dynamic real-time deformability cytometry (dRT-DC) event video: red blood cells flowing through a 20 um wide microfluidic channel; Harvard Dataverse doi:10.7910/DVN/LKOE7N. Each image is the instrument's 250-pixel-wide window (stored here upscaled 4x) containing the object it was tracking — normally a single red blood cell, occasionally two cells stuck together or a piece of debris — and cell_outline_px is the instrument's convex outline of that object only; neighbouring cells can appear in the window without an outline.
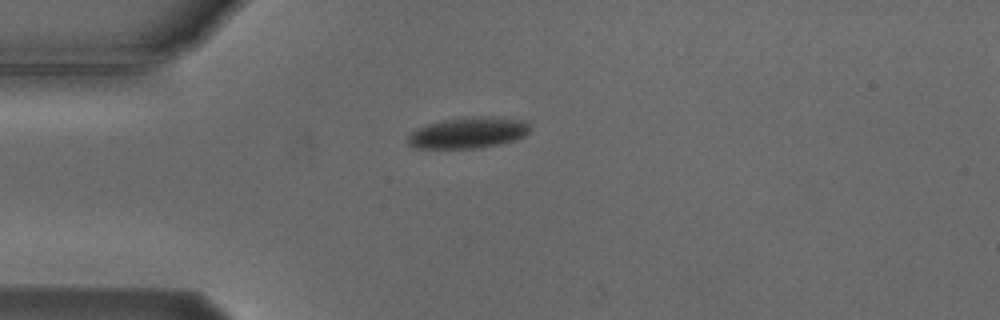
{"species": "Egyptian fruit bat (a non-hibernating species)", "species_latin": "Rousettus aegyptiacus", "temperature_condition": "cold", "stored_images_in_passage": 3, "camera_frame_rate_fps": 3000, "um_per_image_px": 0.085, "animal": {"sex": "male"}, "frame": {"image": 1, "passage_image": 1, "time_ms": 0.0, "image_size_px": [1000, 320], "cell_outline_px": [[528, 132], [524, 136], [500, 144], [480, 148], [412, 148], [404, 140], [416, 128], [428, 124], [444, 120], [480, 116], [492, 116], [524, 120], [528, 124]], "centroid_in_image_um": [39.75, 11.29], "position_along_channel_um": 45.3, "area_um2": 22.08}}
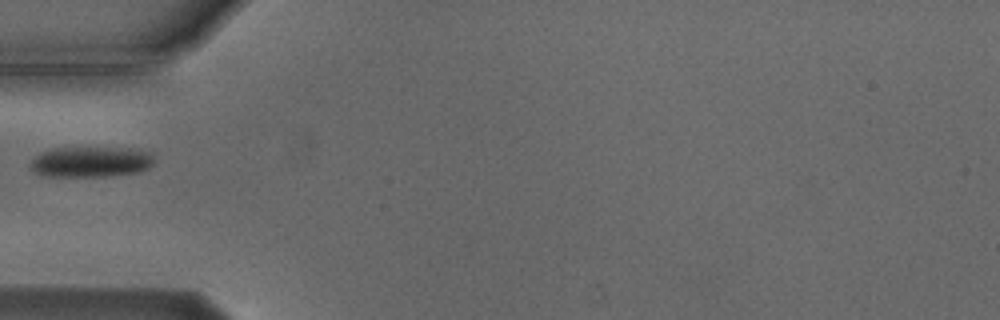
{"frame": {"image": 2, "passage_image": 2, "time_ms": 1.333, "image_size_px": [1000, 320], "cell_outline_px": [[156, 160], [148, 168], [140, 172], [108, 176], [40, 176], [28, 168], [28, 164], [40, 152], [52, 148], [140, 148], [152, 152]], "centroid_in_image_um": [7.74, 13.75], "position_along_channel_um": 77.3, "area_um2": 22.6}}
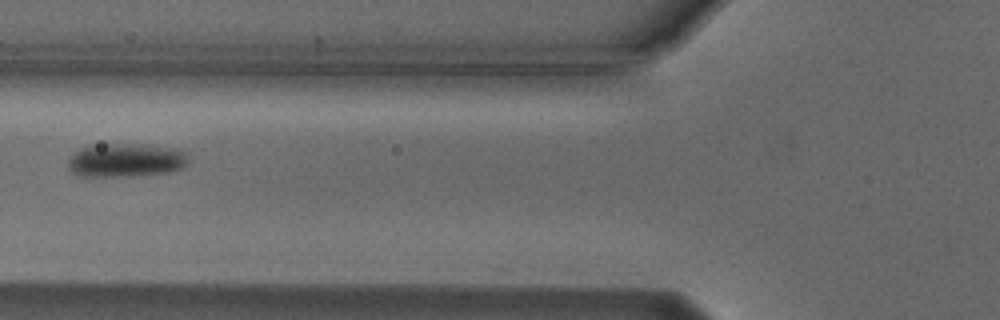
{"frame": {"image": 3, "passage_image": 3, "time_ms": 2.333, "image_size_px": [1000, 320], "cell_outline_px": [[188, 160], [180, 168], [168, 172], [120, 176], [84, 176], [72, 172], [68, 168], [68, 160], [72, 152], [88, 144], [148, 144], [180, 148], [188, 152]], "centroid_in_image_um": [10.68, 13.57], "position_along_channel_um": 115.1, "area_um2": 23.87}}